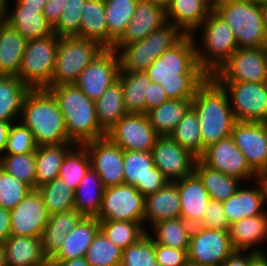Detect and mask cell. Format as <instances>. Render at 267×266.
<instances>
[{"label": "cell", "instance_id": "6da1fadb", "mask_svg": "<svg viewBox=\"0 0 267 266\" xmlns=\"http://www.w3.org/2000/svg\"><path fill=\"white\" fill-rule=\"evenodd\" d=\"M145 73L152 83L161 84L169 99H192L209 77L197 62L192 35L162 53Z\"/></svg>", "mask_w": 267, "mask_h": 266}, {"label": "cell", "instance_id": "7a4b0ae2", "mask_svg": "<svg viewBox=\"0 0 267 266\" xmlns=\"http://www.w3.org/2000/svg\"><path fill=\"white\" fill-rule=\"evenodd\" d=\"M191 108L199 121L202 154L210 145L230 137L236 119L227 92L212 76L197 89Z\"/></svg>", "mask_w": 267, "mask_h": 266}, {"label": "cell", "instance_id": "3957f363", "mask_svg": "<svg viewBox=\"0 0 267 266\" xmlns=\"http://www.w3.org/2000/svg\"><path fill=\"white\" fill-rule=\"evenodd\" d=\"M20 121L33 133L37 146L72 142L68 138L58 103L46 88L30 89L27 92Z\"/></svg>", "mask_w": 267, "mask_h": 266}, {"label": "cell", "instance_id": "277c9868", "mask_svg": "<svg viewBox=\"0 0 267 266\" xmlns=\"http://www.w3.org/2000/svg\"><path fill=\"white\" fill-rule=\"evenodd\" d=\"M61 110L68 138L77 145L106 137L96 116L95 102L74 84L47 88Z\"/></svg>", "mask_w": 267, "mask_h": 266}, {"label": "cell", "instance_id": "5b68a950", "mask_svg": "<svg viewBox=\"0 0 267 266\" xmlns=\"http://www.w3.org/2000/svg\"><path fill=\"white\" fill-rule=\"evenodd\" d=\"M199 32L201 35L197 34ZM192 37L197 62L209 76H212L238 48L232 28L214 10L194 31Z\"/></svg>", "mask_w": 267, "mask_h": 266}, {"label": "cell", "instance_id": "8992f818", "mask_svg": "<svg viewBox=\"0 0 267 266\" xmlns=\"http://www.w3.org/2000/svg\"><path fill=\"white\" fill-rule=\"evenodd\" d=\"M213 10L232 28L238 48L266 47L261 5L246 0H218Z\"/></svg>", "mask_w": 267, "mask_h": 266}, {"label": "cell", "instance_id": "52a82bcc", "mask_svg": "<svg viewBox=\"0 0 267 266\" xmlns=\"http://www.w3.org/2000/svg\"><path fill=\"white\" fill-rule=\"evenodd\" d=\"M185 34L174 24L166 22L144 39L127 45H114L120 71L145 72L166 50L176 45Z\"/></svg>", "mask_w": 267, "mask_h": 266}, {"label": "cell", "instance_id": "ba28073f", "mask_svg": "<svg viewBox=\"0 0 267 266\" xmlns=\"http://www.w3.org/2000/svg\"><path fill=\"white\" fill-rule=\"evenodd\" d=\"M103 49L94 40L77 36L60 37L51 86L74 84Z\"/></svg>", "mask_w": 267, "mask_h": 266}, {"label": "cell", "instance_id": "9c48e42d", "mask_svg": "<svg viewBox=\"0 0 267 266\" xmlns=\"http://www.w3.org/2000/svg\"><path fill=\"white\" fill-rule=\"evenodd\" d=\"M59 39L54 33L27 42L17 77L30 89L51 87Z\"/></svg>", "mask_w": 267, "mask_h": 266}, {"label": "cell", "instance_id": "30bf717a", "mask_svg": "<svg viewBox=\"0 0 267 266\" xmlns=\"http://www.w3.org/2000/svg\"><path fill=\"white\" fill-rule=\"evenodd\" d=\"M217 82L228 94L236 121L267 123V82Z\"/></svg>", "mask_w": 267, "mask_h": 266}, {"label": "cell", "instance_id": "8fae6325", "mask_svg": "<svg viewBox=\"0 0 267 266\" xmlns=\"http://www.w3.org/2000/svg\"><path fill=\"white\" fill-rule=\"evenodd\" d=\"M145 197L132 185L121 184L104 189L99 221L144 223Z\"/></svg>", "mask_w": 267, "mask_h": 266}, {"label": "cell", "instance_id": "7c38bea8", "mask_svg": "<svg viewBox=\"0 0 267 266\" xmlns=\"http://www.w3.org/2000/svg\"><path fill=\"white\" fill-rule=\"evenodd\" d=\"M212 77L216 81L267 82V48H237Z\"/></svg>", "mask_w": 267, "mask_h": 266}, {"label": "cell", "instance_id": "4fadbf2b", "mask_svg": "<svg viewBox=\"0 0 267 266\" xmlns=\"http://www.w3.org/2000/svg\"><path fill=\"white\" fill-rule=\"evenodd\" d=\"M233 251L228 230L193 226L188 261L200 266H221Z\"/></svg>", "mask_w": 267, "mask_h": 266}, {"label": "cell", "instance_id": "5bb4252c", "mask_svg": "<svg viewBox=\"0 0 267 266\" xmlns=\"http://www.w3.org/2000/svg\"><path fill=\"white\" fill-rule=\"evenodd\" d=\"M119 58L112 48H104L81 72L74 85L92 101H96L105 90L118 81Z\"/></svg>", "mask_w": 267, "mask_h": 266}, {"label": "cell", "instance_id": "9a60e30c", "mask_svg": "<svg viewBox=\"0 0 267 266\" xmlns=\"http://www.w3.org/2000/svg\"><path fill=\"white\" fill-rule=\"evenodd\" d=\"M230 137L249 167L262 177L267 173V123L236 121Z\"/></svg>", "mask_w": 267, "mask_h": 266}, {"label": "cell", "instance_id": "2e32d148", "mask_svg": "<svg viewBox=\"0 0 267 266\" xmlns=\"http://www.w3.org/2000/svg\"><path fill=\"white\" fill-rule=\"evenodd\" d=\"M158 136L147 115L135 113H128L106 132V137L124 151H151Z\"/></svg>", "mask_w": 267, "mask_h": 266}, {"label": "cell", "instance_id": "e0dca14e", "mask_svg": "<svg viewBox=\"0 0 267 266\" xmlns=\"http://www.w3.org/2000/svg\"><path fill=\"white\" fill-rule=\"evenodd\" d=\"M205 165L240 181L253 183L259 176L249 167L244 154L231 137L207 147L199 158ZM254 179V180H253Z\"/></svg>", "mask_w": 267, "mask_h": 266}, {"label": "cell", "instance_id": "ac0fdd59", "mask_svg": "<svg viewBox=\"0 0 267 266\" xmlns=\"http://www.w3.org/2000/svg\"><path fill=\"white\" fill-rule=\"evenodd\" d=\"M124 184L134 186L144 197L169 181L154 165L151 151H124Z\"/></svg>", "mask_w": 267, "mask_h": 266}, {"label": "cell", "instance_id": "d6986e66", "mask_svg": "<svg viewBox=\"0 0 267 266\" xmlns=\"http://www.w3.org/2000/svg\"><path fill=\"white\" fill-rule=\"evenodd\" d=\"M154 165L169 182L194 172L197 158L182 148L170 135H159L152 150Z\"/></svg>", "mask_w": 267, "mask_h": 266}, {"label": "cell", "instance_id": "ffe728a7", "mask_svg": "<svg viewBox=\"0 0 267 266\" xmlns=\"http://www.w3.org/2000/svg\"><path fill=\"white\" fill-rule=\"evenodd\" d=\"M88 150L91 167L98 173L104 188L124 184V150L107 137L83 144Z\"/></svg>", "mask_w": 267, "mask_h": 266}, {"label": "cell", "instance_id": "44dd1931", "mask_svg": "<svg viewBox=\"0 0 267 266\" xmlns=\"http://www.w3.org/2000/svg\"><path fill=\"white\" fill-rule=\"evenodd\" d=\"M49 214L37 189L10 210V235L41 237Z\"/></svg>", "mask_w": 267, "mask_h": 266}, {"label": "cell", "instance_id": "7402d4cb", "mask_svg": "<svg viewBox=\"0 0 267 266\" xmlns=\"http://www.w3.org/2000/svg\"><path fill=\"white\" fill-rule=\"evenodd\" d=\"M253 182L254 186H248L246 182L243 185L241 184L233 195L222 201L229 225L244 218L261 215L267 211V209L265 210L267 207V192L264 180L259 177Z\"/></svg>", "mask_w": 267, "mask_h": 266}, {"label": "cell", "instance_id": "603a6c76", "mask_svg": "<svg viewBox=\"0 0 267 266\" xmlns=\"http://www.w3.org/2000/svg\"><path fill=\"white\" fill-rule=\"evenodd\" d=\"M166 22L165 5L157 1L138 0L128 26L114 45L140 41Z\"/></svg>", "mask_w": 267, "mask_h": 266}, {"label": "cell", "instance_id": "cb8c5ba5", "mask_svg": "<svg viewBox=\"0 0 267 266\" xmlns=\"http://www.w3.org/2000/svg\"><path fill=\"white\" fill-rule=\"evenodd\" d=\"M0 15L4 22L15 28L27 41L54 34L43 10L24 9L15 0H8L0 8Z\"/></svg>", "mask_w": 267, "mask_h": 266}, {"label": "cell", "instance_id": "d4e9b609", "mask_svg": "<svg viewBox=\"0 0 267 266\" xmlns=\"http://www.w3.org/2000/svg\"><path fill=\"white\" fill-rule=\"evenodd\" d=\"M174 183L180 195L181 218L192 226L199 225L211 200L203 182L193 172Z\"/></svg>", "mask_w": 267, "mask_h": 266}, {"label": "cell", "instance_id": "484cf974", "mask_svg": "<svg viewBox=\"0 0 267 266\" xmlns=\"http://www.w3.org/2000/svg\"><path fill=\"white\" fill-rule=\"evenodd\" d=\"M228 233L234 250L267 254L262 246L267 242V211L230 224Z\"/></svg>", "mask_w": 267, "mask_h": 266}, {"label": "cell", "instance_id": "4316f807", "mask_svg": "<svg viewBox=\"0 0 267 266\" xmlns=\"http://www.w3.org/2000/svg\"><path fill=\"white\" fill-rule=\"evenodd\" d=\"M212 10L209 0H169L165 5L166 20L185 35H192Z\"/></svg>", "mask_w": 267, "mask_h": 266}, {"label": "cell", "instance_id": "83f0119b", "mask_svg": "<svg viewBox=\"0 0 267 266\" xmlns=\"http://www.w3.org/2000/svg\"><path fill=\"white\" fill-rule=\"evenodd\" d=\"M144 204L146 231L159 221L181 217L180 195L174 182H168L157 192L145 196Z\"/></svg>", "mask_w": 267, "mask_h": 266}, {"label": "cell", "instance_id": "f1b7e54d", "mask_svg": "<svg viewBox=\"0 0 267 266\" xmlns=\"http://www.w3.org/2000/svg\"><path fill=\"white\" fill-rule=\"evenodd\" d=\"M100 231V222L96 217H84L78 225L67 234L61 248L51 258L63 261L84 257L96 234Z\"/></svg>", "mask_w": 267, "mask_h": 266}, {"label": "cell", "instance_id": "f546056e", "mask_svg": "<svg viewBox=\"0 0 267 266\" xmlns=\"http://www.w3.org/2000/svg\"><path fill=\"white\" fill-rule=\"evenodd\" d=\"M27 42L0 18V75L18 76Z\"/></svg>", "mask_w": 267, "mask_h": 266}, {"label": "cell", "instance_id": "4dcf8cb0", "mask_svg": "<svg viewBox=\"0 0 267 266\" xmlns=\"http://www.w3.org/2000/svg\"><path fill=\"white\" fill-rule=\"evenodd\" d=\"M3 245L7 266H40L47 259L41 237L10 235Z\"/></svg>", "mask_w": 267, "mask_h": 266}, {"label": "cell", "instance_id": "1f68e13d", "mask_svg": "<svg viewBox=\"0 0 267 266\" xmlns=\"http://www.w3.org/2000/svg\"><path fill=\"white\" fill-rule=\"evenodd\" d=\"M84 218L75 209L49 216L41 240L44 255L52 258L61 248L67 234Z\"/></svg>", "mask_w": 267, "mask_h": 266}, {"label": "cell", "instance_id": "d6a6232c", "mask_svg": "<svg viewBox=\"0 0 267 266\" xmlns=\"http://www.w3.org/2000/svg\"><path fill=\"white\" fill-rule=\"evenodd\" d=\"M73 142L38 146L35 151V189L59 176L60 166L66 154L75 146Z\"/></svg>", "mask_w": 267, "mask_h": 266}, {"label": "cell", "instance_id": "836d02e7", "mask_svg": "<svg viewBox=\"0 0 267 266\" xmlns=\"http://www.w3.org/2000/svg\"><path fill=\"white\" fill-rule=\"evenodd\" d=\"M104 189L100 176L91 167L75 190L74 209L84 217H97Z\"/></svg>", "mask_w": 267, "mask_h": 266}, {"label": "cell", "instance_id": "e575fe53", "mask_svg": "<svg viewBox=\"0 0 267 266\" xmlns=\"http://www.w3.org/2000/svg\"><path fill=\"white\" fill-rule=\"evenodd\" d=\"M81 12V26L77 37L94 40L103 48H108L104 0H87Z\"/></svg>", "mask_w": 267, "mask_h": 266}, {"label": "cell", "instance_id": "d590c367", "mask_svg": "<svg viewBox=\"0 0 267 266\" xmlns=\"http://www.w3.org/2000/svg\"><path fill=\"white\" fill-rule=\"evenodd\" d=\"M30 88L17 76L0 75V121H19Z\"/></svg>", "mask_w": 267, "mask_h": 266}, {"label": "cell", "instance_id": "8d00e7d4", "mask_svg": "<svg viewBox=\"0 0 267 266\" xmlns=\"http://www.w3.org/2000/svg\"><path fill=\"white\" fill-rule=\"evenodd\" d=\"M95 109L98 123L105 132L128 114L125 109L122 85L119 81L108 87L95 101Z\"/></svg>", "mask_w": 267, "mask_h": 266}, {"label": "cell", "instance_id": "74e56055", "mask_svg": "<svg viewBox=\"0 0 267 266\" xmlns=\"http://www.w3.org/2000/svg\"><path fill=\"white\" fill-rule=\"evenodd\" d=\"M194 172L199 176L209 197L214 201L227 200L244 182L205 165L197 159Z\"/></svg>", "mask_w": 267, "mask_h": 266}, {"label": "cell", "instance_id": "f35d334b", "mask_svg": "<svg viewBox=\"0 0 267 266\" xmlns=\"http://www.w3.org/2000/svg\"><path fill=\"white\" fill-rule=\"evenodd\" d=\"M192 229L193 226L180 217L159 221L147 233L157 244L175 249H189Z\"/></svg>", "mask_w": 267, "mask_h": 266}, {"label": "cell", "instance_id": "ab89813d", "mask_svg": "<svg viewBox=\"0 0 267 266\" xmlns=\"http://www.w3.org/2000/svg\"><path fill=\"white\" fill-rule=\"evenodd\" d=\"M191 107V99H169L146 112L150 125L159 135H169Z\"/></svg>", "mask_w": 267, "mask_h": 266}, {"label": "cell", "instance_id": "60d3db41", "mask_svg": "<svg viewBox=\"0 0 267 266\" xmlns=\"http://www.w3.org/2000/svg\"><path fill=\"white\" fill-rule=\"evenodd\" d=\"M125 109L128 113L145 114V96L151 82L145 72L120 71Z\"/></svg>", "mask_w": 267, "mask_h": 266}, {"label": "cell", "instance_id": "b9f144b4", "mask_svg": "<svg viewBox=\"0 0 267 266\" xmlns=\"http://www.w3.org/2000/svg\"><path fill=\"white\" fill-rule=\"evenodd\" d=\"M138 0H104L108 26V48L122 36L131 20Z\"/></svg>", "mask_w": 267, "mask_h": 266}, {"label": "cell", "instance_id": "7bdbcfd3", "mask_svg": "<svg viewBox=\"0 0 267 266\" xmlns=\"http://www.w3.org/2000/svg\"><path fill=\"white\" fill-rule=\"evenodd\" d=\"M49 216L74 209L75 190L60 177L37 188Z\"/></svg>", "mask_w": 267, "mask_h": 266}, {"label": "cell", "instance_id": "ee69618b", "mask_svg": "<svg viewBox=\"0 0 267 266\" xmlns=\"http://www.w3.org/2000/svg\"><path fill=\"white\" fill-rule=\"evenodd\" d=\"M169 135L175 142L197 159L202 156L199 121L195 111L191 107Z\"/></svg>", "mask_w": 267, "mask_h": 266}, {"label": "cell", "instance_id": "f6af8a7d", "mask_svg": "<svg viewBox=\"0 0 267 266\" xmlns=\"http://www.w3.org/2000/svg\"><path fill=\"white\" fill-rule=\"evenodd\" d=\"M90 168L91 160L88 150L84 145L76 144L64 157L58 177L76 190Z\"/></svg>", "mask_w": 267, "mask_h": 266}, {"label": "cell", "instance_id": "bcb514c9", "mask_svg": "<svg viewBox=\"0 0 267 266\" xmlns=\"http://www.w3.org/2000/svg\"><path fill=\"white\" fill-rule=\"evenodd\" d=\"M100 231L122 250L141 239L146 233L144 223L130 221H99Z\"/></svg>", "mask_w": 267, "mask_h": 266}, {"label": "cell", "instance_id": "7dc6e473", "mask_svg": "<svg viewBox=\"0 0 267 266\" xmlns=\"http://www.w3.org/2000/svg\"><path fill=\"white\" fill-rule=\"evenodd\" d=\"M84 257L90 266H116L121 264L122 249L99 231Z\"/></svg>", "mask_w": 267, "mask_h": 266}, {"label": "cell", "instance_id": "c3c4849f", "mask_svg": "<svg viewBox=\"0 0 267 266\" xmlns=\"http://www.w3.org/2000/svg\"><path fill=\"white\" fill-rule=\"evenodd\" d=\"M0 168L35 189V153L4 154L0 157Z\"/></svg>", "mask_w": 267, "mask_h": 266}, {"label": "cell", "instance_id": "681fc988", "mask_svg": "<svg viewBox=\"0 0 267 266\" xmlns=\"http://www.w3.org/2000/svg\"><path fill=\"white\" fill-rule=\"evenodd\" d=\"M155 262V242L148 233L122 250V266H152Z\"/></svg>", "mask_w": 267, "mask_h": 266}, {"label": "cell", "instance_id": "f907efd6", "mask_svg": "<svg viewBox=\"0 0 267 266\" xmlns=\"http://www.w3.org/2000/svg\"><path fill=\"white\" fill-rule=\"evenodd\" d=\"M32 190L23 181L0 168V207L11 210Z\"/></svg>", "mask_w": 267, "mask_h": 266}, {"label": "cell", "instance_id": "816d5d0a", "mask_svg": "<svg viewBox=\"0 0 267 266\" xmlns=\"http://www.w3.org/2000/svg\"><path fill=\"white\" fill-rule=\"evenodd\" d=\"M87 0H67L53 32L58 37L77 36L81 26L82 7Z\"/></svg>", "mask_w": 267, "mask_h": 266}, {"label": "cell", "instance_id": "f5cc1de1", "mask_svg": "<svg viewBox=\"0 0 267 266\" xmlns=\"http://www.w3.org/2000/svg\"><path fill=\"white\" fill-rule=\"evenodd\" d=\"M37 147L33 133L27 126L20 120L11 124L4 154L35 153Z\"/></svg>", "mask_w": 267, "mask_h": 266}, {"label": "cell", "instance_id": "db71d44e", "mask_svg": "<svg viewBox=\"0 0 267 266\" xmlns=\"http://www.w3.org/2000/svg\"><path fill=\"white\" fill-rule=\"evenodd\" d=\"M199 226L222 231L229 229V223L224 213L222 201H209L204 218Z\"/></svg>", "mask_w": 267, "mask_h": 266}, {"label": "cell", "instance_id": "11a10c76", "mask_svg": "<svg viewBox=\"0 0 267 266\" xmlns=\"http://www.w3.org/2000/svg\"><path fill=\"white\" fill-rule=\"evenodd\" d=\"M188 249H175L155 243V259L160 266H183L188 261Z\"/></svg>", "mask_w": 267, "mask_h": 266}, {"label": "cell", "instance_id": "9f6ffc18", "mask_svg": "<svg viewBox=\"0 0 267 266\" xmlns=\"http://www.w3.org/2000/svg\"><path fill=\"white\" fill-rule=\"evenodd\" d=\"M168 100L169 98L163 90L161 84L150 82L147 96H145V114L150 109L159 106Z\"/></svg>", "mask_w": 267, "mask_h": 266}, {"label": "cell", "instance_id": "6f0895ef", "mask_svg": "<svg viewBox=\"0 0 267 266\" xmlns=\"http://www.w3.org/2000/svg\"><path fill=\"white\" fill-rule=\"evenodd\" d=\"M258 255L252 251L234 250L221 266H250Z\"/></svg>", "mask_w": 267, "mask_h": 266}, {"label": "cell", "instance_id": "680465c9", "mask_svg": "<svg viewBox=\"0 0 267 266\" xmlns=\"http://www.w3.org/2000/svg\"><path fill=\"white\" fill-rule=\"evenodd\" d=\"M66 1L67 0H48L44 6L43 15L52 28L57 24L64 10Z\"/></svg>", "mask_w": 267, "mask_h": 266}, {"label": "cell", "instance_id": "91938a15", "mask_svg": "<svg viewBox=\"0 0 267 266\" xmlns=\"http://www.w3.org/2000/svg\"><path fill=\"white\" fill-rule=\"evenodd\" d=\"M10 236V210L0 207V244Z\"/></svg>", "mask_w": 267, "mask_h": 266}, {"label": "cell", "instance_id": "94428289", "mask_svg": "<svg viewBox=\"0 0 267 266\" xmlns=\"http://www.w3.org/2000/svg\"><path fill=\"white\" fill-rule=\"evenodd\" d=\"M13 122L16 121H0V157L5 153L8 131Z\"/></svg>", "mask_w": 267, "mask_h": 266}, {"label": "cell", "instance_id": "6125c7cd", "mask_svg": "<svg viewBox=\"0 0 267 266\" xmlns=\"http://www.w3.org/2000/svg\"><path fill=\"white\" fill-rule=\"evenodd\" d=\"M24 9L44 10L48 0H15Z\"/></svg>", "mask_w": 267, "mask_h": 266}, {"label": "cell", "instance_id": "be15d7a7", "mask_svg": "<svg viewBox=\"0 0 267 266\" xmlns=\"http://www.w3.org/2000/svg\"><path fill=\"white\" fill-rule=\"evenodd\" d=\"M61 266H90L86 261L85 257H78L63 261L60 263Z\"/></svg>", "mask_w": 267, "mask_h": 266}, {"label": "cell", "instance_id": "e7e4bbea", "mask_svg": "<svg viewBox=\"0 0 267 266\" xmlns=\"http://www.w3.org/2000/svg\"><path fill=\"white\" fill-rule=\"evenodd\" d=\"M250 266H267V254H259L251 263Z\"/></svg>", "mask_w": 267, "mask_h": 266}, {"label": "cell", "instance_id": "03108f58", "mask_svg": "<svg viewBox=\"0 0 267 266\" xmlns=\"http://www.w3.org/2000/svg\"><path fill=\"white\" fill-rule=\"evenodd\" d=\"M0 266H7L4 245L0 244Z\"/></svg>", "mask_w": 267, "mask_h": 266}, {"label": "cell", "instance_id": "003e7915", "mask_svg": "<svg viewBox=\"0 0 267 266\" xmlns=\"http://www.w3.org/2000/svg\"><path fill=\"white\" fill-rule=\"evenodd\" d=\"M261 10L263 14L264 27L267 33V3L261 5Z\"/></svg>", "mask_w": 267, "mask_h": 266}, {"label": "cell", "instance_id": "a7ac6f4b", "mask_svg": "<svg viewBox=\"0 0 267 266\" xmlns=\"http://www.w3.org/2000/svg\"><path fill=\"white\" fill-rule=\"evenodd\" d=\"M40 266H61V264L53 261L51 258H47Z\"/></svg>", "mask_w": 267, "mask_h": 266}, {"label": "cell", "instance_id": "89a4df30", "mask_svg": "<svg viewBox=\"0 0 267 266\" xmlns=\"http://www.w3.org/2000/svg\"><path fill=\"white\" fill-rule=\"evenodd\" d=\"M246 1L257 4V5H262V4L267 3V0H246Z\"/></svg>", "mask_w": 267, "mask_h": 266}, {"label": "cell", "instance_id": "2644e50d", "mask_svg": "<svg viewBox=\"0 0 267 266\" xmlns=\"http://www.w3.org/2000/svg\"><path fill=\"white\" fill-rule=\"evenodd\" d=\"M183 266H200V265L187 261Z\"/></svg>", "mask_w": 267, "mask_h": 266}, {"label": "cell", "instance_id": "8c879c8a", "mask_svg": "<svg viewBox=\"0 0 267 266\" xmlns=\"http://www.w3.org/2000/svg\"><path fill=\"white\" fill-rule=\"evenodd\" d=\"M151 1H157L159 3H162L163 5H166V3L169 1V0H151Z\"/></svg>", "mask_w": 267, "mask_h": 266}, {"label": "cell", "instance_id": "753ad0ef", "mask_svg": "<svg viewBox=\"0 0 267 266\" xmlns=\"http://www.w3.org/2000/svg\"><path fill=\"white\" fill-rule=\"evenodd\" d=\"M8 0H0V8L7 2Z\"/></svg>", "mask_w": 267, "mask_h": 266}, {"label": "cell", "instance_id": "34e18365", "mask_svg": "<svg viewBox=\"0 0 267 266\" xmlns=\"http://www.w3.org/2000/svg\"><path fill=\"white\" fill-rule=\"evenodd\" d=\"M263 180H264V184H265V187H266V192H267V177H262Z\"/></svg>", "mask_w": 267, "mask_h": 266}, {"label": "cell", "instance_id": "11e5206c", "mask_svg": "<svg viewBox=\"0 0 267 266\" xmlns=\"http://www.w3.org/2000/svg\"><path fill=\"white\" fill-rule=\"evenodd\" d=\"M212 4L216 3L218 0H209Z\"/></svg>", "mask_w": 267, "mask_h": 266}, {"label": "cell", "instance_id": "2a66077c", "mask_svg": "<svg viewBox=\"0 0 267 266\" xmlns=\"http://www.w3.org/2000/svg\"><path fill=\"white\" fill-rule=\"evenodd\" d=\"M152 266H160L157 262H155L154 264H152Z\"/></svg>", "mask_w": 267, "mask_h": 266}]
</instances>
